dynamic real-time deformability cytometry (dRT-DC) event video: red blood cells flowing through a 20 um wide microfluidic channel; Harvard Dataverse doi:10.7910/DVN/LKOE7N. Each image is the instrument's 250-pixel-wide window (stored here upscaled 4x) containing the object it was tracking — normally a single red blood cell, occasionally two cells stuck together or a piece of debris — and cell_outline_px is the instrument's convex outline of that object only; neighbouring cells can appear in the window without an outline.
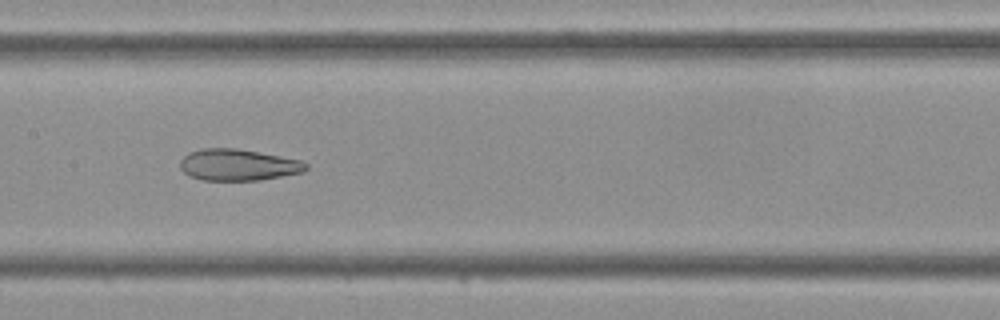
{"species": "Egyptian fruit bat (a non-hibernating species)", "species_latin": "Rousettus aegyptiacus", "temperature_condition": "cold", "stored_images_in_passage": 45, "camera_frame_rate_fps": 3000, "um_per_image_px": 0.085, "frame": {"image": 1, "passage_image": 22, "time_ms": 7.0, "image_size_px": [1000, 320], "cell_outline_px": [[308, 168], [304, 172], [260, 180], [200, 180], [188, 176], [180, 168], [180, 160], [188, 152], [200, 148], [236, 148], [300, 160], [308, 164]], "centroid_in_image_um": [20.2, 14.01], "position_along_channel_um": 187.2, "area_um2": 23.18}}
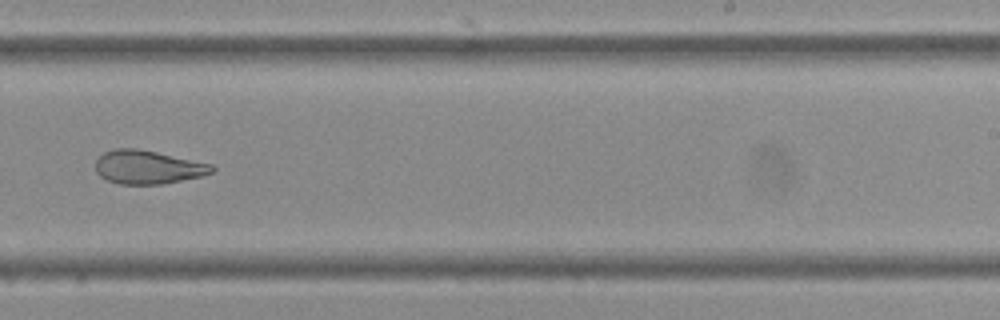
{"frame": {"image": 2, "passage_image": 28, "time_ms": 9.0, "image_size_px": [1000, 320], "cell_outline_px": [[216, 168], [212, 172], [204, 176], [160, 184], [120, 184], [108, 180], [100, 176], [96, 172], [96, 160], [104, 152], [116, 148], [136, 148], [156, 152], [212, 164]], "centroid_in_image_um": [12.57, 14.21], "position_along_channel_um": 276.4, "area_um2": 22.66}}
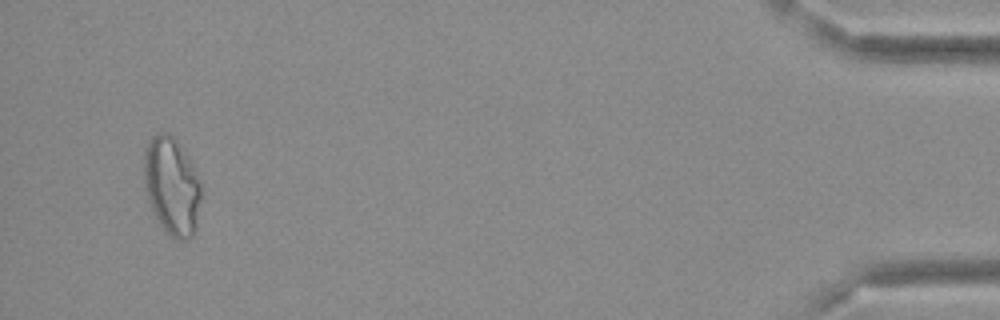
{"frame": {"image": 3, "passage_image": 43, "time_ms": 14.0, "image_size_px": [1000, 320], "cell_outline_px": [[200, 200], [196, 228], [192, 236], [184, 240], [176, 240], [168, 236], [160, 224], [152, 208], [144, 188], [144, 152], [152, 136], [160, 132], [168, 132], [176, 140], [188, 156], [200, 180]], "centroid_in_image_um": [14.6, 15.82], "position_along_channel_um": 420.6, "area_um2": 32.54}}